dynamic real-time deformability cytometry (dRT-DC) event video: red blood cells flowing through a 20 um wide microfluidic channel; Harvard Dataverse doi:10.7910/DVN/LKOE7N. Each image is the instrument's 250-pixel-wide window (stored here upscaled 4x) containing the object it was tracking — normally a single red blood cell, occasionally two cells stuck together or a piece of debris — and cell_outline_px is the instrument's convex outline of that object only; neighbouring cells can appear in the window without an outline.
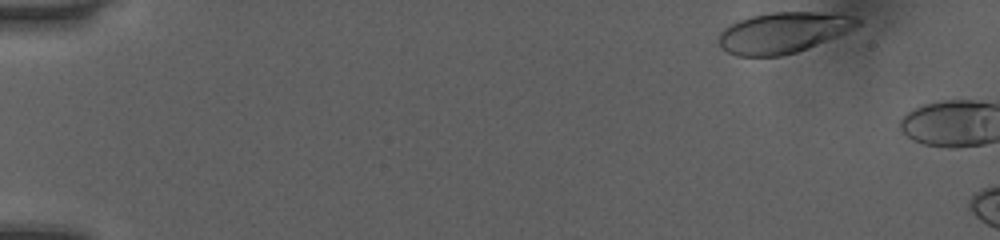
{"species": "human", "species_latin": "Homo sapiens", "temperature_condition": "room temperature", "stored_images_in_passage": 4, "camera_frame_rate_fps": 3000, "um_per_image_px": 0.085, "donor": {"sex": "female"}, "frame": {"image": 1, "passage_image": 1, "time_ms": 0.0, "image_size_px": [1000, 240], "cell_outline_px": [[860, 24], [836, 36], [796, 52], [780, 56], [736, 56], [728, 52], [720, 44], [720, 32], [728, 24], [752, 16], [772, 12], [820, 12], [856, 16], [860, 20]], "centroid_in_image_um": [66.54, 2.76], "position_along_channel_um": 18.5, "area_um2": 32.43}}